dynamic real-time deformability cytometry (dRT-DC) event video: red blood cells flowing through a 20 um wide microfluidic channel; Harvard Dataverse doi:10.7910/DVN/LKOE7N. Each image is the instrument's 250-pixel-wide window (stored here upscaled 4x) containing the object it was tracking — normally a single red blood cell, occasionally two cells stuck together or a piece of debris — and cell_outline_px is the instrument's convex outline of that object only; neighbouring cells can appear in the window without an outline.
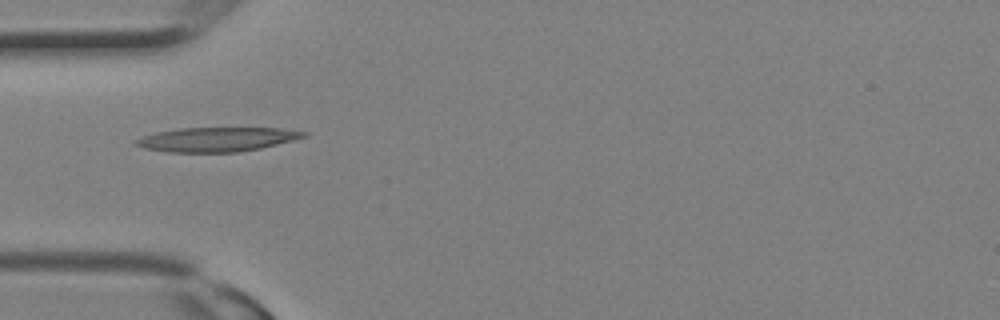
{"species": "Egyptian fruit bat (a non-hibernating species)", "species_latin": "Rousettus aegyptiacus", "temperature_condition": "room temperature", "stored_images_in_passage": 12, "camera_frame_rate_fps": 3000, "um_per_image_px": 0.085, "animal": {"sex": "female"}, "frame": {"image": 1, "passage_image": 9, "time_ms": 2.667, "image_size_px": [1000, 320], "cell_outline_px": [[308, 136], [260, 148], [236, 152], [168, 152], [144, 148], [136, 144], [132, 140], [156, 132], [176, 128], [280, 128], [308, 132]], "centroid_in_image_um": [18.41, 11.84], "position_along_channel_um": 66.6, "area_um2": 23.64}}
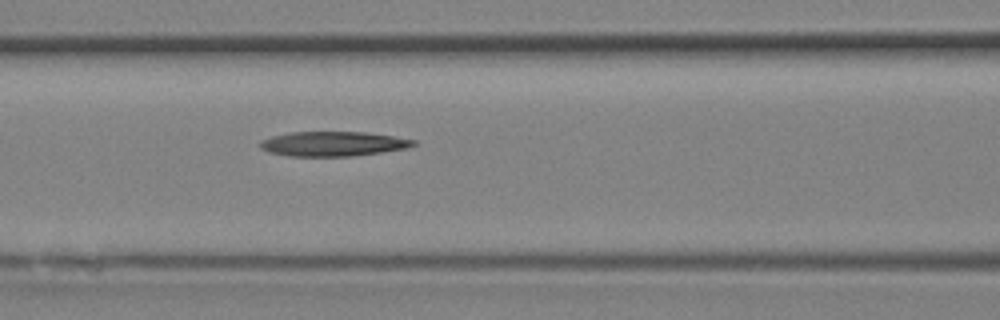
{"frame": {"image": 2, "passage_image": 12, "time_ms": 3.667, "image_size_px": [1000, 320], "cell_outline_px": [[416, 144], [404, 148], [380, 152], [352, 156], [288, 156], [268, 152], [260, 148], [260, 140], [272, 136], [292, 132], [364, 132], [392, 136], [416, 140]], "centroid_in_image_um": [28.25, 12.22], "position_along_channel_um": 138.3, "area_um2": 21.85}}